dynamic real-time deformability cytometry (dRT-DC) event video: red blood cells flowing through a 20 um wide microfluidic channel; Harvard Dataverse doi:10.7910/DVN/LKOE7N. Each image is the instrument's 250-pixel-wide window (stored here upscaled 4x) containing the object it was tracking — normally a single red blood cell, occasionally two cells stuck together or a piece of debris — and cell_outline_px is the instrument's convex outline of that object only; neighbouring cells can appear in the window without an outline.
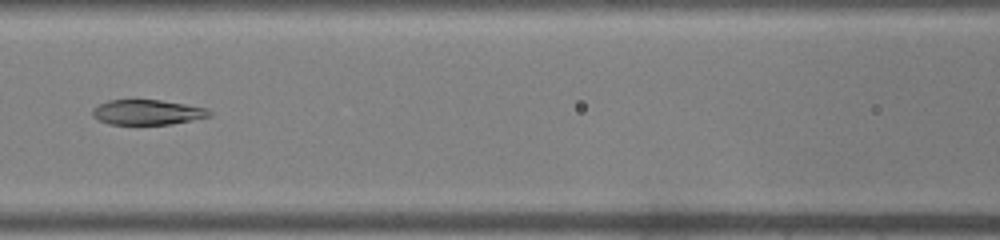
{"species": "common noctule bat (a hibernating species)", "species_latin": "Nyctalus noctula", "temperature_condition": "warm", "stored_images_in_passage": 44, "camera_frame_rate_fps": 3000, "um_per_image_px": 0.085, "animal": {"sex": "male", "body_mass_g": 19.0, "forearm_length_mm": 50.8}, "frame": {"image": 1, "passage_image": 20, "time_ms": 6.333, "image_size_px": [1000, 240], "cell_outline_px": [[212, 116], [168, 124], [108, 124], [92, 116], [92, 108], [108, 100], [160, 100], [208, 108], [212, 112]], "centroid_in_image_um": [12.52, 9.54], "position_along_channel_um": 154.1, "area_um2": 16.94}}
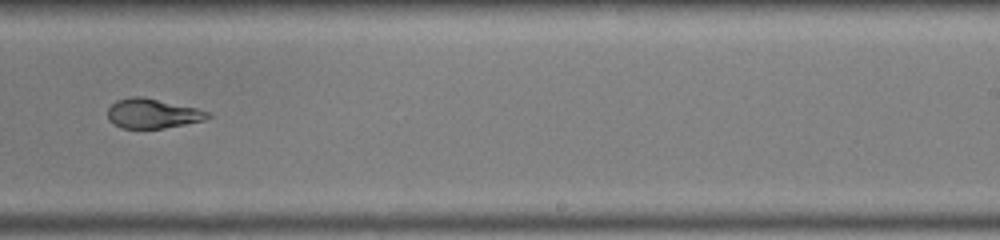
{"frame": {"image": 2, "passage_image": 28, "time_ms": 9.0, "image_size_px": [1000, 240], "cell_outline_px": [[212, 116], [204, 120], [164, 128], [120, 128], [112, 124], [108, 120], [108, 108], [116, 100], [132, 96], [144, 96], [196, 108], [212, 112]], "centroid_in_image_um": [12.96, 9.64], "position_along_channel_um": 276.0, "area_um2": 17.46}}
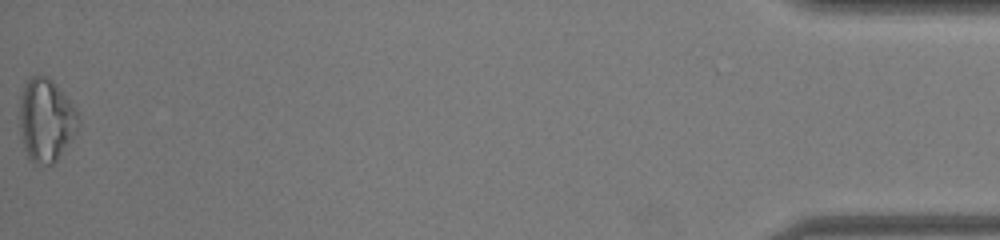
{"frame": {"image": 3, "passage_image": 44, "time_ms": 14.333, "image_size_px": [1000, 240], "cell_outline_px": [[80, 120], [76, 132], [56, 160], [52, 164], [36, 164], [28, 156], [24, 148], [20, 132], [20, 96], [24, 84], [32, 76], [48, 76], [52, 80], [76, 108]], "centroid_in_image_um": [3.9, 10.19], "position_along_channel_um": 431.3, "area_um2": 28.21}}